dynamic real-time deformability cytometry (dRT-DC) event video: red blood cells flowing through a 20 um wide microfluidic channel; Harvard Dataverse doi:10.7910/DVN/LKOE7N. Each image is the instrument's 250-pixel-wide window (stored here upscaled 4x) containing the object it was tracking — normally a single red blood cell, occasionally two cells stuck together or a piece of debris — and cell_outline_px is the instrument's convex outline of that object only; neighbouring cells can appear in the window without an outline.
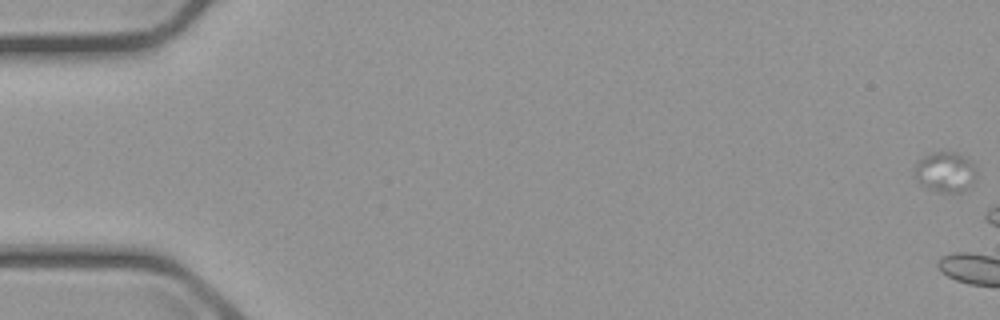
{"species": "common noctule bat (a hibernating species)", "species_latin": "Nyctalus noctula", "temperature_condition": "cold", "stored_images_in_passage": 8, "camera_frame_rate_fps": 3000, "um_per_image_px": 0.085, "animal": {"sex": "male", "body_mass_g": 23.1, "forearm_length_mm": 52.7}, "frame": {"image": 1, "passage_image": 1, "time_ms": 0.0, "image_size_px": [1000, 320], "cell_outline_px": [[976, 176], [960, 192], [940, 192], [916, 180], [916, 160], [924, 156], [936, 152], [956, 152], [964, 156], [976, 168]], "centroid_in_image_um": [80.34, 14.58], "position_along_channel_um": 4.7, "area_um2": 13.87}}